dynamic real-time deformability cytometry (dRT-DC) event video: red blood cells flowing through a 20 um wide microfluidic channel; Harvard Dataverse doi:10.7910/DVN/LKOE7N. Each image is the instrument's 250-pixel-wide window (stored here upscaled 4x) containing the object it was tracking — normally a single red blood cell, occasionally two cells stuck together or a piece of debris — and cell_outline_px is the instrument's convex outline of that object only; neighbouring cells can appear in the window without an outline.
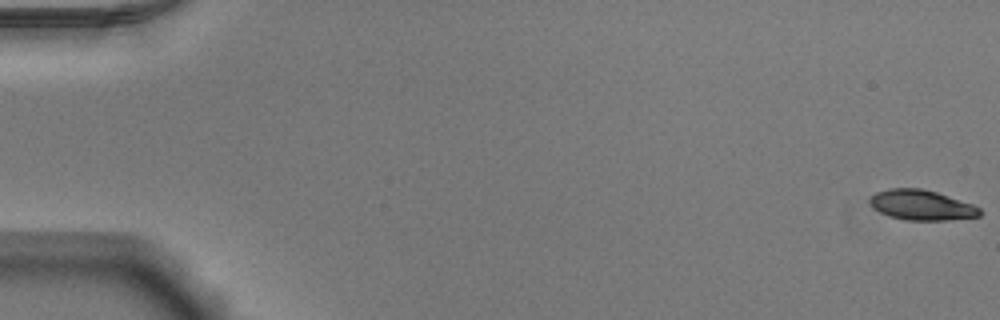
{"species": "Egyptian fruit bat (a non-hibernating species)", "species_latin": "Rousettus aegyptiacus", "temperature_condition": "warm", "stored_images_in_passage": 9, "camera_frame_rate_fps": 3000, "um_per_image_px": 0.085, "animal": {"sex": "male"}, "frame": {"image": 1, "passage_image": 1, "time_ms": 0.0, "image_size_px": [1000, 320], "cell_outline_px": [[984, 212], [980, 216], [944, 220], [904, 220], [888, 216], [872, 208], [868, 200], [876, 192], [888, 188], [920, 188], [936, 192], [972, 204], [980, 208]], "centroid_in_image_um": [78.31, 17.43], "position_along_channel_um": 6.7, "area_um2": 19.36}}